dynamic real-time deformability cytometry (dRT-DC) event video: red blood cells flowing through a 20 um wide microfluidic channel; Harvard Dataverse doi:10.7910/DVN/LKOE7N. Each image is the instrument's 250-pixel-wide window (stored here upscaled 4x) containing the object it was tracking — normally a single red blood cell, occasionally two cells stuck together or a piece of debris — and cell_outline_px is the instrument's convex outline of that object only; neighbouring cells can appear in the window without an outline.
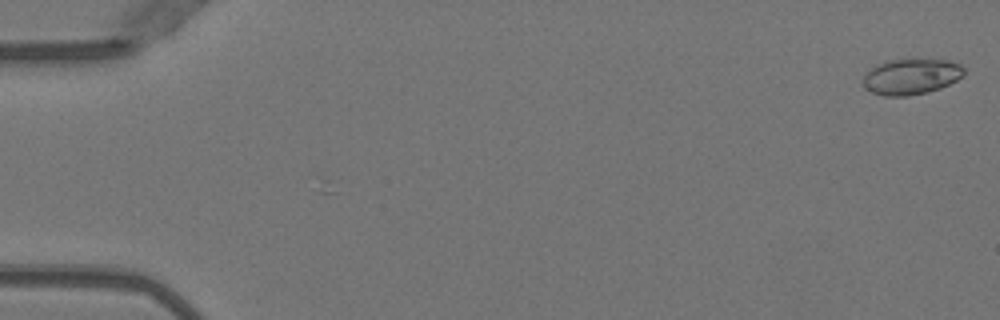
{"species": "Egyptian fruit bat (a non-hibernating species)", "species_latin": "Rousettus aegyptiacus", "temperature_condition": "warm", "stored_images_in_passage": 51, "camera_frame_rate_fps": 3000, "um_per_image_px": 0.085, "animal": {"sex": "female"}, "frame": {"image": 1, "passage_image": 1, "time_ms": 0.0, "image_size_px": [1000, 320], "cell_outline_px": [[964, 76], [940, 88], [928, 92], [908, 96], [884, 96], [872, 92], [864, 84], [864, 76], [872, 68], [888, 60], [948, 60], [960, 64], [964, 68]], "centroid_in_image_um": [77.49, 6.52], "position_along_channel_um": 7.5, "area_um2": 20.63}}
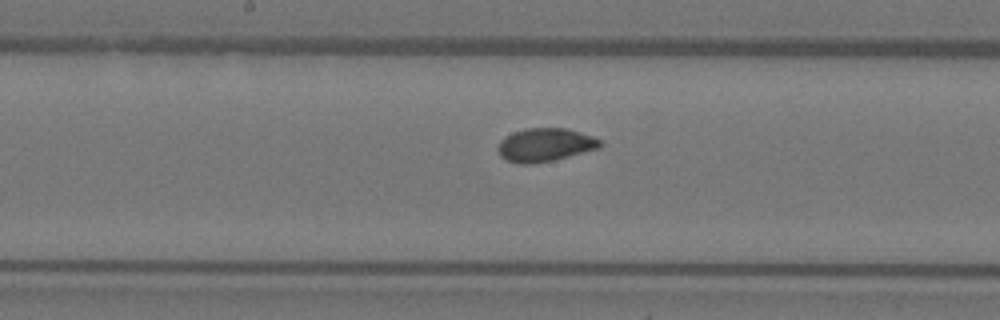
{"frame": {"image": 2, "passage_image": 27, "time_ms": 8.667, "image_size_px": [1000, 320], "cell_outline_px": [[600, 148], [552, 160], [532, 164], [516, 164], [500, 156], [496, 148], [500, 140], [504, 136], [512, 132], [528, 128], [564, 128], [580, 132], [592, 136], [600, 140]], "centroid_in_image_um": [46.27, 12.31], "position_along_channel_um": 201.9, "area_um2": 19.83}}
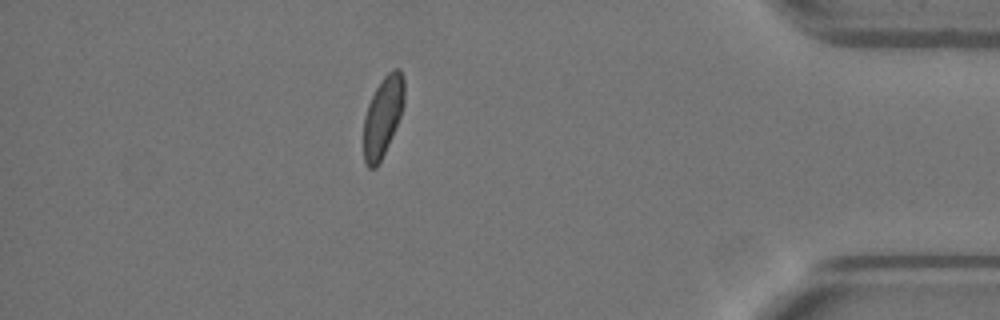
{"frame": {"image": 3, "passage_image": 45, "time_ms": 14.667, "image_size_px": [1000, 320], "cell_outline_px": [[404, 104], [400, 116], [388, 144], [376, 168], [368, 168], [364, 160], [364, 116], [368, 104], [380, 80], [392, 68], [400, 68], [404, 76]], "centroid_in_image_um": [32.55, 9.84], "position_along_channel_um": 402.7, "area_um2": 18.84}, "authors_computed_cell_mechanics": {"area_um2": 19.652, "velocity_mm_per_s": 4.0221, "shape_relaxation_time_tau1_ms": 3.0358, "shape_relaxation_time_tau2_ms": null, "deformation_change_tau1": 0.1348, "deformation_change_tau2": null}}